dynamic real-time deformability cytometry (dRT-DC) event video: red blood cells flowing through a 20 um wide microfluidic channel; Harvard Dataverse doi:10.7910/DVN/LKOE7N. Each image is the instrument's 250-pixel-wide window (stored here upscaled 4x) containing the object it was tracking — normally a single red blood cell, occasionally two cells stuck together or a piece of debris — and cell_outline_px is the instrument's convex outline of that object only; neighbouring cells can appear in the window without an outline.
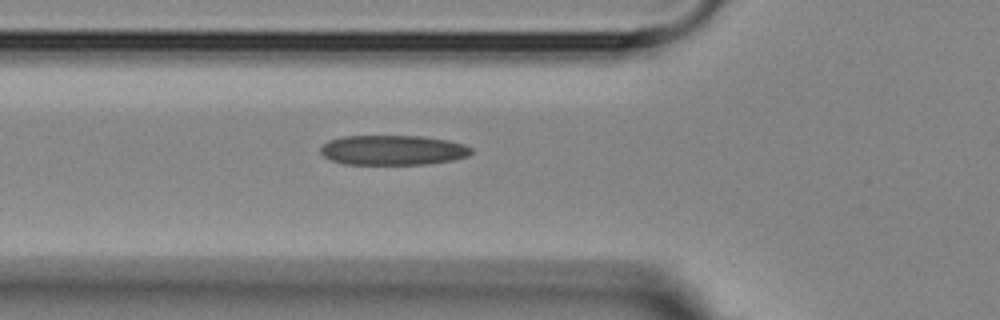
{"species": "Egyptian fruit bat (a non-hibernating species)", "species_latin": "Rousettus aegyptiacus", "temperature_condition": "room temperature", "stored_images_in_passage": 4, "camera_frame_rate_fps": 3000, "um_per_image_px": 0.085, "animal": {"sex": "female"}, "frame": {"image": 1, "passage_image": 4, "time_ms": 3.333, "image_size_px": [1000, 320], "cell_outline_px": [[472, 152], [468, 156], [452, 160], [428, 164], [344, 164], [332, 160], [324, 156], [320, 152], [320, 148], [328, 140], [344, 136], [420, 136], [448, 140], [464, 144], [472, 148]], "centroid_in_image_um": [33.4, 12.76], "position_along_channel_um": 92.4, "area_um2": 26.24}}